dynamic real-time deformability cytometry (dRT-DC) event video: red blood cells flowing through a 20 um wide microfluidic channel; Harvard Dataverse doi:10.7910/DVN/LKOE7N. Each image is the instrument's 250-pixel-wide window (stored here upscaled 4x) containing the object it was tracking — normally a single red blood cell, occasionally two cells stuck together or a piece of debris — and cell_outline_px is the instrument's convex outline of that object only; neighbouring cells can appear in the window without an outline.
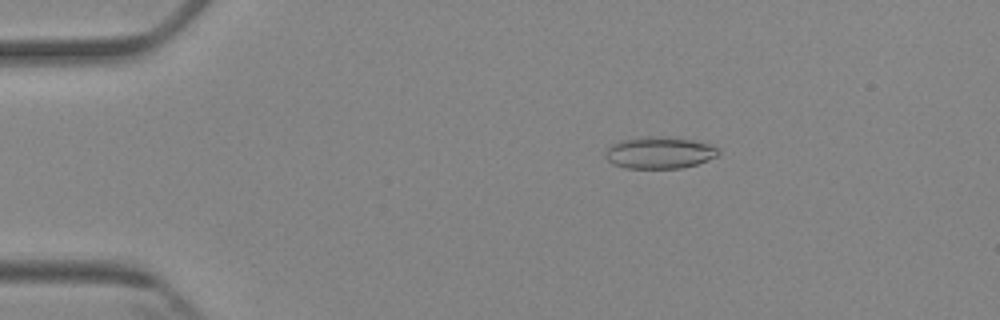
{"species": "Egyptian fruit bat (a non-hibernating species)", "species_latin": "Rousettus aegyptiacus", "temperature_condition": "cold", "stored_images_in_passage": 5, "camera_frame_rate_fps": 3000, "um_per_image_px": 0.085, "animal": {"sex": "female"}, "frame": {"image": 1, "passage_image": 2, "time_ms": 1.333, "image_size_px": [1000, 320], "cell_outline_px": [[720, 152], [716, 156], [708, 160], [696, 164], [680, 168], [624, 168], [612, 164], [604, 156], [604, 152], [612, 144], [620, 140], [644, 136], [656, 136], [692, 140], [708, 144], [720, 148]], "centroid_in_image_um": [56.02, 12.98], "position_along_channel_um": 29.0, "area_um2": 20.98}}
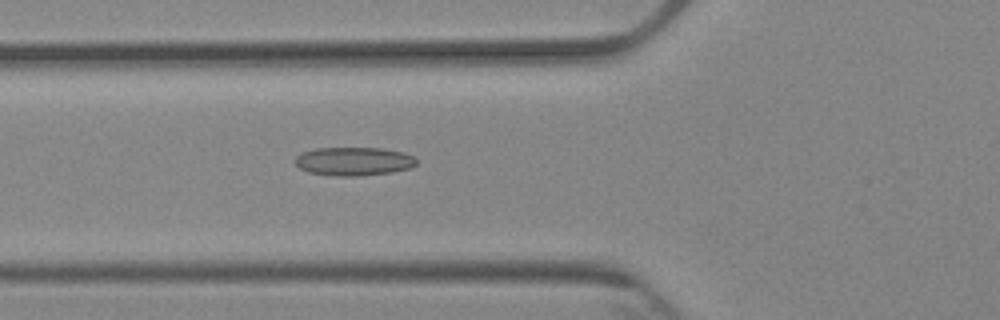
{"frame": {"image": 2, "passage_image": 5, "time_ms": 4.667, "image_size_px": [1000, 320], "cell_outline_px": [[416, 164], [412, 168], [392, 172], [360, 176], [336, 176], [308, 172], [300, 168], [296, 164], [296, 156], [300, 152], [316, 148], [380, 148], [404, 152], [416, 156]], "centroid_in_image_um": [30.1, 13.71], "position_along_channel_um": 95.7, "area_um2": 20.35}}